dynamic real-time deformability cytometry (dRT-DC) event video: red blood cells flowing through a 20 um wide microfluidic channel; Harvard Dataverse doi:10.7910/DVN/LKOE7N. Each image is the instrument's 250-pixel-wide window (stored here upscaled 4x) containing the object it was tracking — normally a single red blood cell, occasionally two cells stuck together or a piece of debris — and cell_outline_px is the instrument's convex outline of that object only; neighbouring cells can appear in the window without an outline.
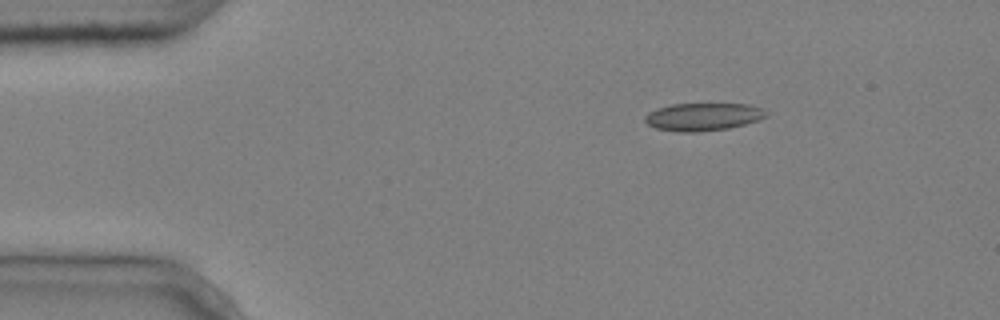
{"species": "common noctule bat (a hibernating species)", "species_latin": "Nyctalus noctula", "temperature_condition": "cold", "stored_images_in_passage": 3, "camera_frame_rate_fps": 3000, "um_per_image_px": 0.085, "animal": {"sex": "male", "body_mass_g": 20.4}, "frame": {"image": 1, "passage_image": 1, "time_ms": 0.0, "image_size_px": [1000, 320], "cell_outline_px": [[768, 116], [744, 124], [728, 128], [696, 132], [680, 132], [656, 128], [648, 124], [644, 120], [644, 116], [648, 112], [656, 108], [672, 104], [748, 104], [764, 108], [768, 112]], "centroid_in_image_um": [59.76, 9.92], "position_along_channel_um": 25.2, "area_um2": 19.59}}
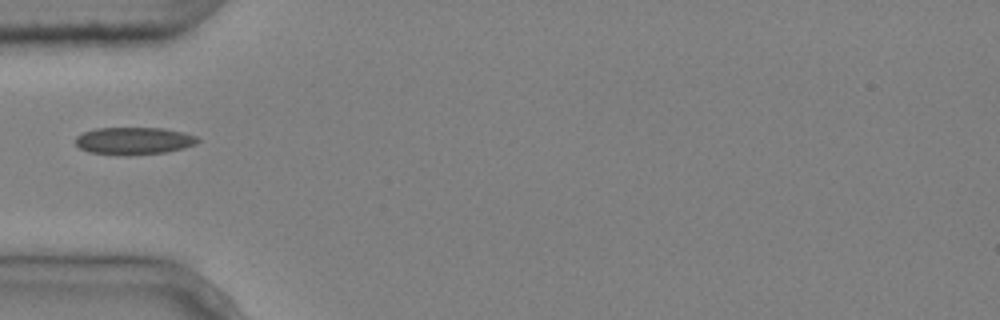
{"frame": {"image": 2, "passage_image": 3, "time_ms": 0.667, "image_size_px": [1000, 320], "cell_outline_px": [[200, 140], [196, 144], [184, 148], [164, 152], [88, 152], [80, 148], [76, 144], [76, 136], [84, 132], [96, 128], [164, 128], [184, 132], [196, 136]], "centroid_in_image_um": [11.42, 11.91], "position_along_channel_um": 73.6, "area_um2": 18.5}}